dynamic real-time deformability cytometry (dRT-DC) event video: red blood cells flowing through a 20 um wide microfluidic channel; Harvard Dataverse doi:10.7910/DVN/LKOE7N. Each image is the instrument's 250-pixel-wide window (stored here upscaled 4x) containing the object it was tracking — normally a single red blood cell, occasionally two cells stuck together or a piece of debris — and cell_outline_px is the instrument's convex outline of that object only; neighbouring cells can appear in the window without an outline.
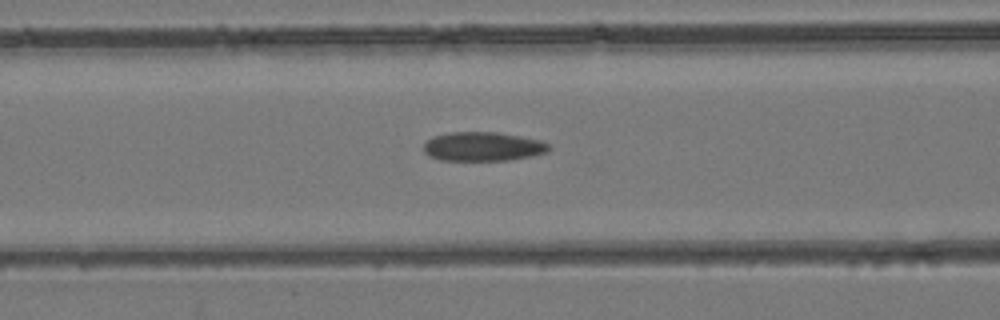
{"species": "common noctule bat (a hibernating species)", "species_latin": "Nyctalus noctula", "temperature_condition": "room temperature", "stored_images_in_passage": 35, "camera_frame_rate_fps": 3000, "um_per_image_px": 0.085, "animal": {"sex": "female", "body_mass_g": 24.6, "forearm_length_mm": 56.2}, "frame": {"image": 1, "passage_image": 6, "time_ms": 1.667, "image_size_px": [1000, 320], "cell_outline_px": [[552, 148], [548, 152], [532, 156], [508, 160], [440, 160], [428, 156], [424, 152], [424, 144], [432, 136], [448, 132], [500, 132], [540, 140], [548, 144]], "centroid_in_image_um": [41.05, 12.45], "position_along_channel_um": 125.6, "area_um2": 21.39}}
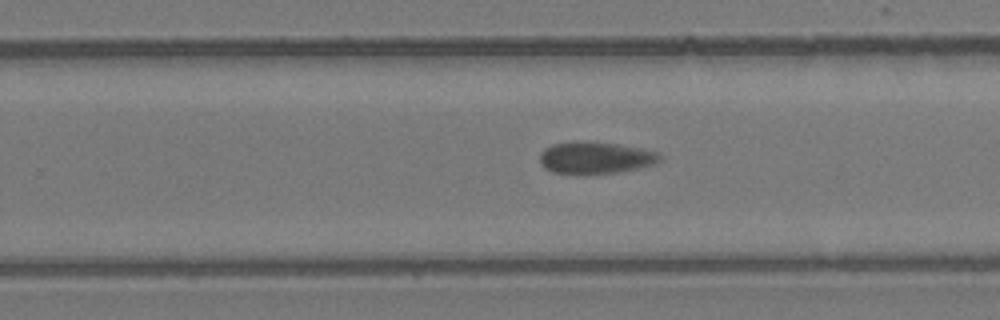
{"frame": {"image": 2, "passage_image": 17, "time_ms": 5.333, "image_size_px": [1000, 320], "cell_outline_px": [[660, 160], [656, 164], [640, 168], [620, 172], [552, 172], [544, 168], [540, 164], [540, 152], [544, 148], [552, 144], [616, 144], [640, 148], [656, 152], [660, 156]], "centroid_in_image_um": [50.64, 13.43], "position_along_channel_um": 279.2, "area_um2": 21.1}}
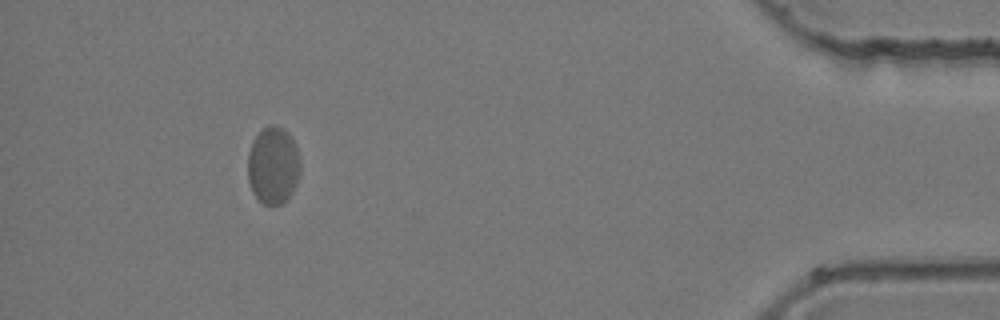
{"frame": {"image": 3, "passage_image": 31, "time_ms": 10.0, "image_size_px": [1000, 320], "cell_outline_px": [[300, 172], [296, 184], [288, 200], [284, 204], [264, 204], [252, 192], [248, 180], [248, 152], [252, 140], [268, 124], [276, 124], [284, 128], [288, 132], [296, 144], [300, 164]], "centroid_in_image_um": [23.23, 14.04], "position_along_channel_um": 412.0, "area_um2": 23.99}}